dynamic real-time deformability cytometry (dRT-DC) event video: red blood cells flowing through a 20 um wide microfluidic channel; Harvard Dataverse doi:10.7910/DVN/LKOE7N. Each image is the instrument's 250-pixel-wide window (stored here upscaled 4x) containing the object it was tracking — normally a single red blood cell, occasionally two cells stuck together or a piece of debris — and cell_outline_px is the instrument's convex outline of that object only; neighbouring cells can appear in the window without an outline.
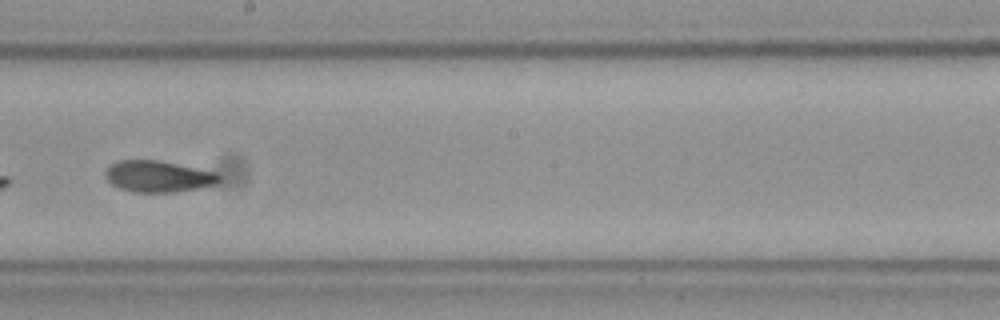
{"species": "Egyptian fruit bat (a non-hibernating species)", "species_latin": "Rousettus aegyptiacus", "temperature_condition": "cold", "stored_images_in_passage": 33, "camera_frame_rate_fps": 3000, "um_per_image_px": 0.085, "frame": {"image": 1, "passage_image": 15, "time_ms": 4.667, "image_size_px": [1000, 320], "cell_outline_px": [[224, 176], [220, 184], [200, 188], [176, 192], [132, 192], [120, 188], [112, 184], [104, 176], [104, 172], [112, 164], [120, 160], [156, 160], [216, 172]], "centroid_in_image_um": [13.52, 15.01], "position_along_channel_um": 234.7, "area_um2": 20.98}, "authors_computed_cell_mechanics": {"area_um2": 21.386, "velocity_mm_per_s": 3.5779, "shape_relaxation_time_tau1_ms": 6.9544, "shape_relaxation_time_tau2_ms": 2.7155, "deformation_change_tau1": 0.1795, "deformation_change_tau2": 0.0783}}